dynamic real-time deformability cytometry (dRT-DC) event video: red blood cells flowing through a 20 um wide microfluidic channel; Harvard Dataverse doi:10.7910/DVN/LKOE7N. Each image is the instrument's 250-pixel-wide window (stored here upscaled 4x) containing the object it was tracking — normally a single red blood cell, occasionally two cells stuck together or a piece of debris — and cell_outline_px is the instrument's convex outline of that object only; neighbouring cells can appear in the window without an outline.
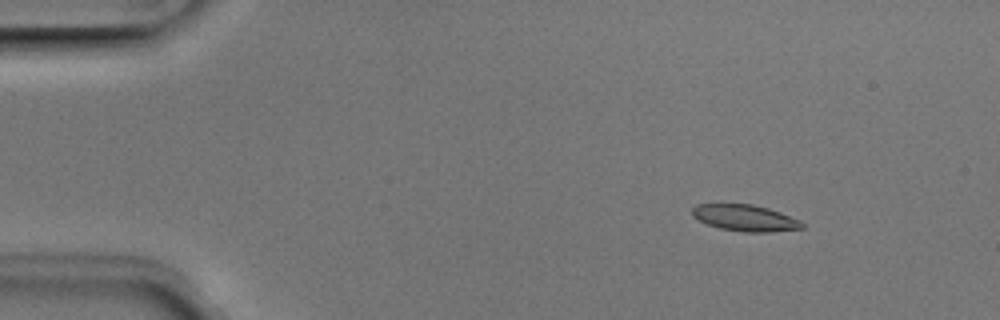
{"species": "Egyptian fruit bat (a non-hibernating species)", "species_latin": "Rousettus aegyptiacus", "temperature_condition": "room temperature", "stored_images_in_passage": 4, "camera_frame_rate_fps": 3000, "um_per_image_px": 0.085, "animal": {"sex": "male"}, "frame": {"image": 1, "passage_image": 2, "time_ms": 0.333, "image_size_px": [1000, 320], "cell_outline_px": [[804, 228], [768, 232], [744, 232], [720, 228], [708, 224], [692, 216], [692, 208], [696, 204], [752, 204], [768, 208], [780, 212], [800, 220], [804, 224]], "centroid_in_image_um": [63.34, 18.52], "position_along_channel_um": 21.7, "area_um2": 16.82}}